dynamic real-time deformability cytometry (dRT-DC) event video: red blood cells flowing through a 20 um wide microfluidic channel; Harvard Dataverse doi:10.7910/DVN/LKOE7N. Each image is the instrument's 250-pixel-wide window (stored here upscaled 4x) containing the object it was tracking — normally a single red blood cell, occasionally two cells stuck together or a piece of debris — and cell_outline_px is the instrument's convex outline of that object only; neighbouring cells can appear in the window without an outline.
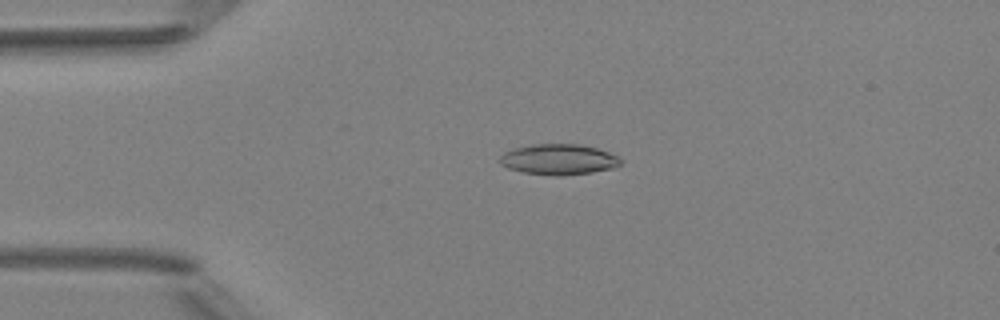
{"species": "Egyptian fruit bat (a non-hibernating species)", "species_latin": "Rousettus aegyptiacus", "temperature_condition": "room temperature", "stored_images_in_passage": 4, "camera_frame_rate_fps": 3000, "um_per_image_px": 0.085, "animal": {"sex": "female"}, "frame": {"image": 1, "passage_image": 3, "time_ms": 3.333, "image_size_px": [1000, 320], "cell_outline_px": [[620, 164], [616, 168], [592, 172], [560, 176], [556, 176], [524, 172], [508, 168], [500, 164], [500, 156], [504, 152], [516, 148], [532, 144], [580, 144], [596, 148], [608, 152], [616, 156], [620, 160]], "centroid_in_image_um": [47.48, 13.55], "position_along_channel_um": 37.5, "area_um2": 21.44}}